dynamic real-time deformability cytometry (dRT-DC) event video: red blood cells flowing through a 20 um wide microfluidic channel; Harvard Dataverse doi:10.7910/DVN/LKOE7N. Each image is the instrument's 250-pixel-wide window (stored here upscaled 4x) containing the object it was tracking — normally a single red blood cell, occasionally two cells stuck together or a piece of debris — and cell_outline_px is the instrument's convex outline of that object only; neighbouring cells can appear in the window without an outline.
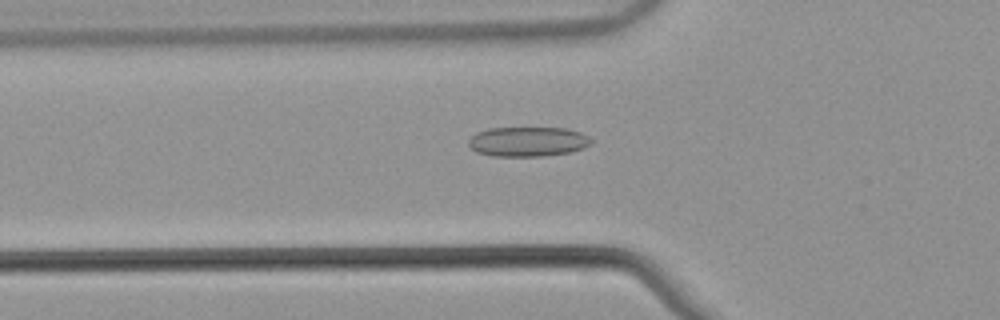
{"species": "common noctule bat (a hibernating species)", "species_latin": "Nyctalus noctula", "temperature_condition": "warm", "stored_images_in_passage": 46, "camera_frame_rate_fps": 3000, "um_per_image_px": 0.085, "animal": {"sex": "male", "body_mass_g": 21.5, "forearm_length_mm": 52.0}, "frame": {"image": 1, "passage_image": 12, "time_ms": 3.667, "image_size_px": [1000, 320], "cell_outline_px": [[592, 144], [584, 148], [572, 152], [544, 156], [492, 156], [476, 152], [468, 144], [468, 140], [476, 132], [488, 128], [568, 128], [580, 132], [588, 136], [592, 140]], "centroid_in_image_um": [44.88, 12.04], "position_along_channel_um": 80.9, "area_um2": 21.44}}
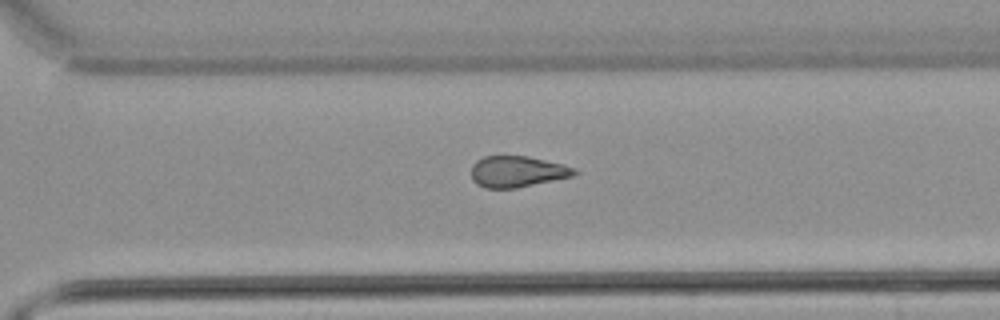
{"frame": {"image": 2, "passage_image": 31, "time_ms": 10.0, "image_size_px": [1000, 320], "cell_outline_px": [[580, 172], [572, 176], [516, 188], [484, 188], [476, 184], [472, 180], [472, 164], [476, 160], [484, 156], [528, 156], [564, 164], [576, 168]], "centroid_in_image_um": [43.97, 14.58], "position_along_channel_um": 326.6, "area_um2": 18.84}}
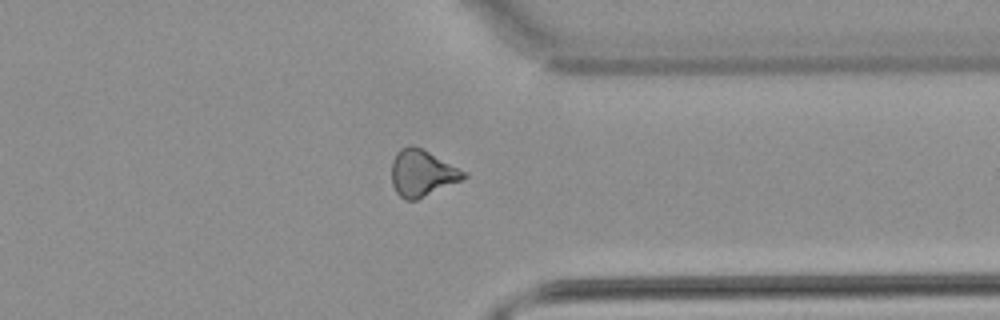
{"frame": {"image": 3, "passage_image": 35, "time_ms": 11.333, "image_size_px": [1000, 320], "cell_outline_px": [[468, 176], [460, 180], [416, 200], [404, 200], [396, 192], [392, 184], [392, 160], [396, 152], [400, 148], [412, 144], [468, 172]], "centroid_in_image_um": [35.85, 14.71], "position_along_channel_um": 375.5, "area_um2": 19.36}, "authors_computed_cell_mechanics": {"area_um2": 19.652, "velocity_mm_per_s": 3.8763, "shape_relaxation_time_tau1_ms": null, "shape_relaxation_time_tau2_ms": 4.9667, "deformation_change_tau1": null, "deformation_change_tau2": 0.1337}}